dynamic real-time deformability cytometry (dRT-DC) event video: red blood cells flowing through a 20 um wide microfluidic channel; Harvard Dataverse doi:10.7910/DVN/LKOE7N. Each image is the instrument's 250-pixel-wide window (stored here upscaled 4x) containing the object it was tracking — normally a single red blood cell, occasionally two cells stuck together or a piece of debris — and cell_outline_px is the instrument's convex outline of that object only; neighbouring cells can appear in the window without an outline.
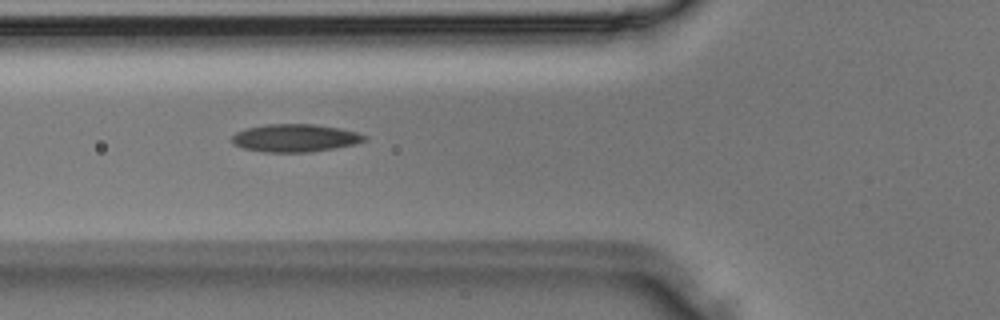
{"species": "Egyptian fruit bat (a non-hibernating species)", "species_latin": "Rousettus aegyptiacus", "temperature_condition": "room temperature", "stored_images_in_passage": 29, "camera_frame_rate_fps": 3000, "um_per_image_px": 0.085, "animal": {"sex": "male"}, "frame": {"image": 1, "passage_image": 6, "time_ms": 1.667, "image_size_px": [1000, 320], "cell_outline_px": [[368, 140], [356, 144], [312, 152], [264, 152], [244, 148], [232, 144], [232, 136], [236, 132], [244, 128], [264, 124], [312, 124], [340, 128], [356, 132], [368, 136]], "centroid_in_image_um": [25.08, 11.73], "position_along_channel_um": 100.7, "area_um2": 21.68}}
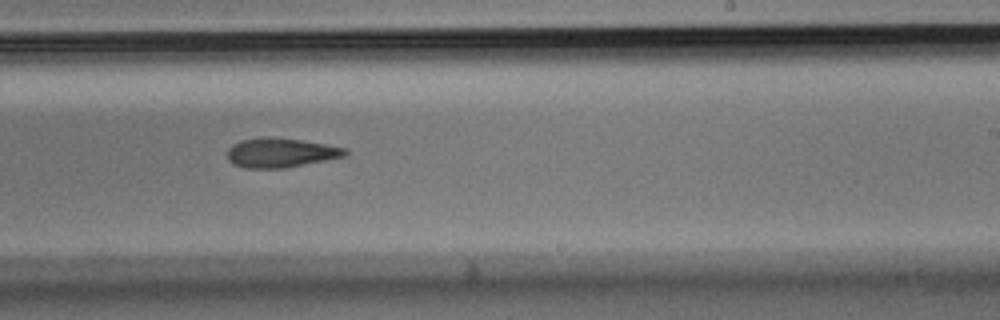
{"frame": {"image": 2, "passage_image": 15, "time_ms": 4.667, "image_size_px": [1000, 320], "cell_outline_px": [[348, 152], [344, 156], [284, 168], [244, 168], [232, 164], [228, 160], [228, 148], [232, 144], [240, 140], [264, 136], [268, 136], [300, 140], [348, 148]], "centroid_in_image_um": [23.8, 12.97], "position_along_channel_um": 265.2, "area_um2": 20.17}}
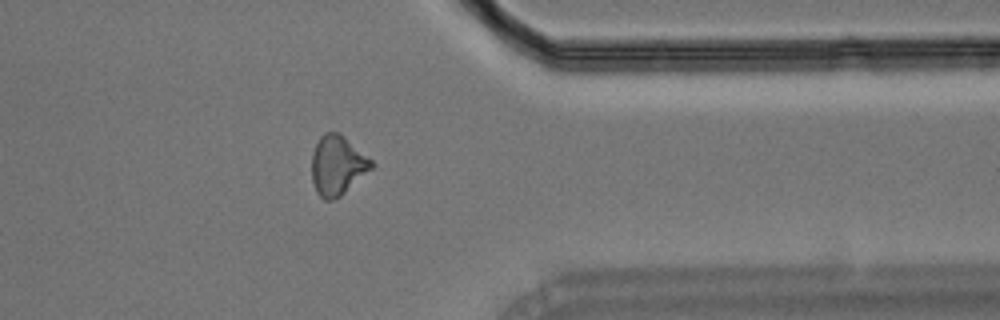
{"frame": {"image": 3, "passage_image": 22, "time_ms": 7.0, "image_size_px": [1000, 320], "cell_outline_px": [[376, 164], [372, 168], [340, 196], [332, 200], [324, 200], [316, 192], [312, 180], [312, 152], [320, 136], [324, 132], [340, 132], [372, 160]], "centroid_in_image_um": [28.67, 14.04], "position_along_channel_um": 382.7, "area_um2": 20.69}}